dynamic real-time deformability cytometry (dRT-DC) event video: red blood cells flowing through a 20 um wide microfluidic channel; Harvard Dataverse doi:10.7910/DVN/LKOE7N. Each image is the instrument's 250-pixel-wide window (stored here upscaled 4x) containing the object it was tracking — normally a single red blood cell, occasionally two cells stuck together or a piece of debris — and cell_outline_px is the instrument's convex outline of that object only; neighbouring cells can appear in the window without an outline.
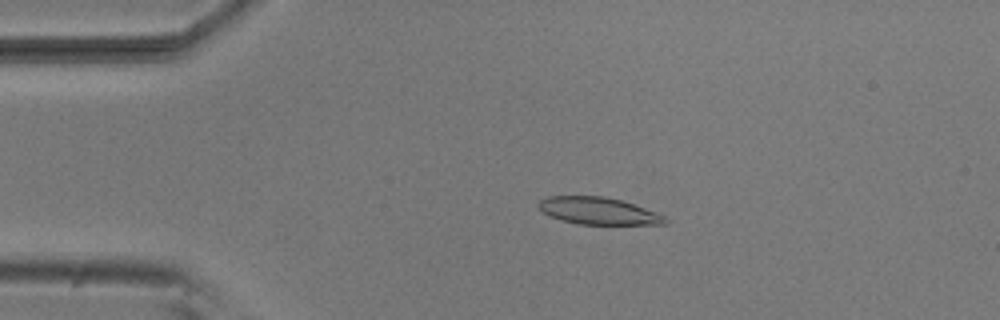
{"species": "common noctule bat (a hibernating species)", "species_latin": "Nyctalus noctula", "temperature_condition": "room temperature", "stored_images_in_passage": 53, "camera_frame_rate_fps": 3000, "um_per_image_px": 0.085, "animal": {"sex": "male", "body_mass_g": 20.5, "forearm_length_mm": 52.5}, "frame": {"image": 1, "passage_image": 11, "time_ms": 3.333, "image_size_px": [1000, 320], "cell_outline_px": [[668, 224], [576, 224], [560, 220], [548, 216], [536, 204], [540, 200], [548, 196], [604, 196], [620, 200], [644, 208], [664, 216], [668, 220]], "centroid_in_image_um": [50.81, 17.93], "position_along_channel_um": 34.2, "area_um2": 19.88}}
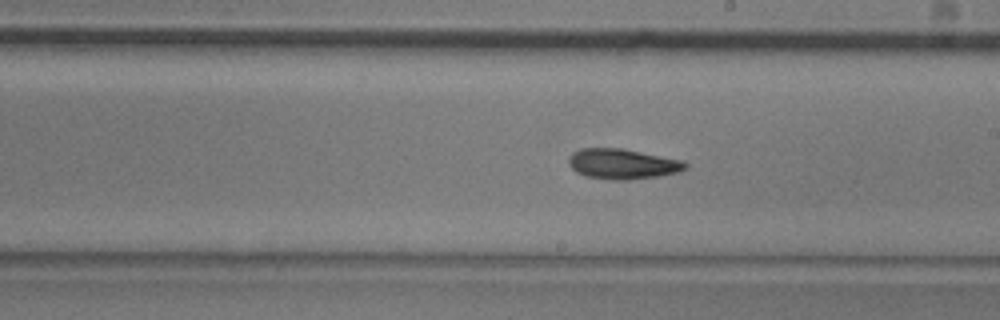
{"frame": {"image": 2, "passage_image": 30, "time_ms": 9.667, "image_size_px": [1000, 320], "cell_outline_px": [[688, 168], [680, 172], [660, 176], [628, 180], [612, 180], [584, 176], [576, 172], [568, 164], [568, 160], [572, 152], [580, 148], [624, 148], [684, 160], [688, 164]], "centroid_in_image_um": [52.95, 13.93], "position_along_channel_um": 236.1, "area_um2": 21.04}}
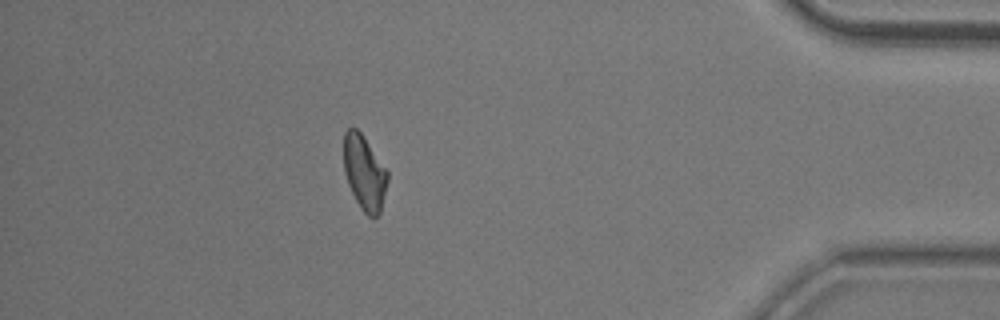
{"frame": {"image": 3, "passage_image": 47, "time_ms": 15.333, "image_size_px": [1000, 320], "cell_outline_px": [[388, 180], [380, 212], [372, 220], [360, 208], [348, 184], [344, 172], [344, 132], [348, 128], [356, 128], [360, 132], [388, 172]], "centroid_in_image_um": [30.96, 14.71], "position_along_channel_um": 404.2, "area_um2": 18.84}, "authors_computed_cell_mechanics": {"area_um2": 19.941, "velocity_mm_per_s": 3.789, "shape_relaxation_time_tau1_ms": 8.5393, "shape_relaxation_time_tau2_ms": 5.2182, "deformation_change_tau1": 0.206, "deformation_change_tau2": 0.1436}}